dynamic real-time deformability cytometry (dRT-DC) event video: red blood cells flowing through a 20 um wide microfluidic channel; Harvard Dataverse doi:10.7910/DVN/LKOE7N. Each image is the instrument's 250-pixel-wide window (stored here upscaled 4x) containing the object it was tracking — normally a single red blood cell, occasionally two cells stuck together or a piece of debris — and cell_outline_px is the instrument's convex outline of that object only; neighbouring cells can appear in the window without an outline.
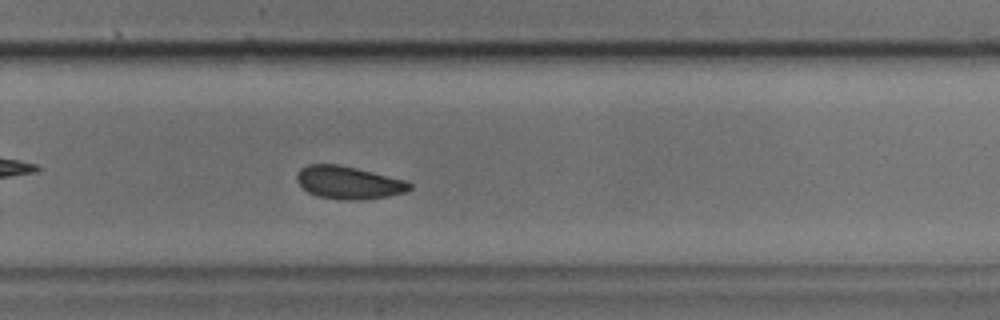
{"species": "common noctule bat (a hibernating species)", "species_latin": "Nyctalus noctula", "temperature_condition": "cold", "stored_images_in_passage": 34, "camera_frame_rate_fps": 3000, "um_per_image_px": 0.085, "animal": {"sex": "male", "body_mass_g": 17.9, "forearm_length_mm": 54.2}, "frame": {"image": 1, "passage_image": 20, "time_ms": 6.333, "image_size_px": [1000, 320], "cell_outline_px": [[412, 188], [404, 192], [388, 196], [360, 200], [340, 200], [316, 196], [308, 192], [296, 180], [296, 176], [300, 168], [308, 164], [340, 164], [404, 180], [412, 184]], "centroid_in_image_um": [29.59, 15.52], "position_along_channel_um": 300.2, "area_um2": 21.5}}
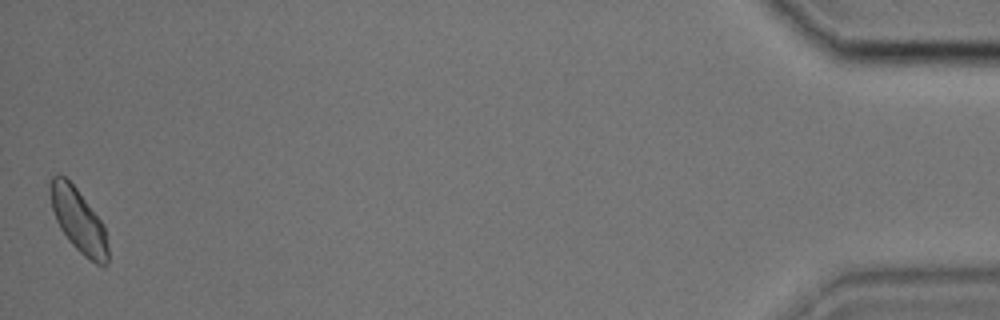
{"frame": {"image": 2, "passage_image": 34, "time_ms": 11.0, "image_size_px": [1000, 320], "cell_outline_px": [[108, 264], [104, 268], [96, 264], [84, 256], [68, 240], [60, 228], [56, 220], [52, 208], [48, 188], [52, 176], [64, 176], [76, 188], [104, 224], [108, 248]], "centroid_in_image_um": [6.68, 18.78], "position_along_channel_um": 428.5, "area_um2": 21.39}}